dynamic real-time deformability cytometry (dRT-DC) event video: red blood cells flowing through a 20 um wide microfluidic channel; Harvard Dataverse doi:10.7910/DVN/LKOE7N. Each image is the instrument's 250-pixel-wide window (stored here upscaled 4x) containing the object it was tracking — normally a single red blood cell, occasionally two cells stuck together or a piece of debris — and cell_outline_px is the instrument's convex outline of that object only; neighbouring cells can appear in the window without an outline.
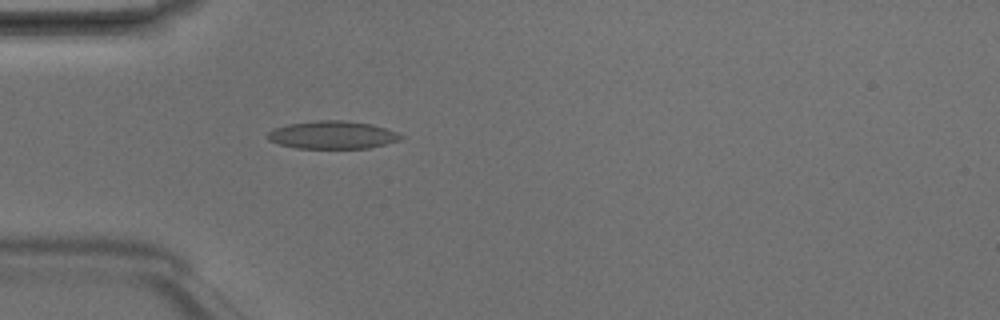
{"species": "Egyptian fruit bat (a non-hibernating species)", "species_latin": "Rousettus aegyptiacus", "temperature_condition": "room temperature", "stored_images_in_passage": 2, "camera_frame_rate_fps": 3000, "um_per_image_px": 0.085, "animal": {"sex": "male"}, "frame": {"image": 1, "passage_image": 2, "time_ms": 0.333, "image_size_px": [1000, 320], "cell_outline_px": [[404, 136], [400, 140], [368, 148], [296, 148], [280, 144], [268, 140], [268, 132], [272, 128], [288, 124], [320, 120], [344, 120], [372, 124], [396, 132]], "centroid_in_image_um": [28.24, 11.46], "position_along_channel_um": 56.8, "area_um2": 21.5}}